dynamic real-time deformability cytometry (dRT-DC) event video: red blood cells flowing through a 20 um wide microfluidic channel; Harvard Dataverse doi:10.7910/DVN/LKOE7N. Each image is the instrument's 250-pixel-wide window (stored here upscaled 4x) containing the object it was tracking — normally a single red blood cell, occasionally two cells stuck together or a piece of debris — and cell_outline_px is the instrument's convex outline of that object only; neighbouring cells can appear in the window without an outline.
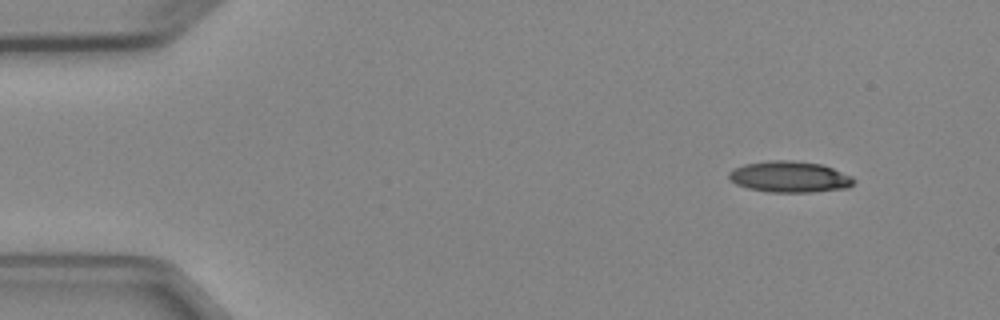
{"species": "Egyptian fruit bat (a non-hibernating species)", "species_latin": "Rousettus aegyptiacus", "temperature_condition": "cold", "stored_images_in_passage": 4, "camera_frame_rate_fps": 3000, "um_per_image_px": 0.085, "animal": {"sex": "female"}, "frame": {"image": 1, "passage_image": 1, "time_ms": 0.0, "image_size_px": [1000, 320], "cell_outline_px": [[856, 180], [848, 188], [812, 192], [768, 192], [748, 188], [736, 184], [728, 176], [728, 172], [744, 164], [772, 160], [788, 160], [820, 164], [832, 168], [852, 176]], "centroid_in_image_um": [67.13, 15.04], "position_along_channel_um": 17.9, "area_um2": 22.54}}
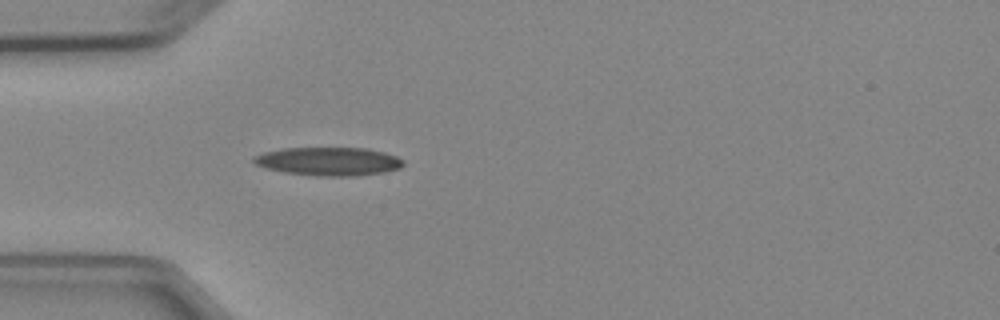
{"frame": {"image": 2, "passage_image": 4, "time_ms": 3.333, "image_size_px": [1000, 320], "cell_outline_px": [[404, 164], [400, 168], [384, 172], [356, 176], [316, 176], [284, 172], [268, 168], [256, 164], [252, 160], [252, 156], [264, 152], [284, 148], [364, 148], [384, 152], [396, 156], [404, 160]], "centroid_in_image_um": [27.95, 13.72], "position_along_channel_um": 57.1, "area_um2": 24.74}}